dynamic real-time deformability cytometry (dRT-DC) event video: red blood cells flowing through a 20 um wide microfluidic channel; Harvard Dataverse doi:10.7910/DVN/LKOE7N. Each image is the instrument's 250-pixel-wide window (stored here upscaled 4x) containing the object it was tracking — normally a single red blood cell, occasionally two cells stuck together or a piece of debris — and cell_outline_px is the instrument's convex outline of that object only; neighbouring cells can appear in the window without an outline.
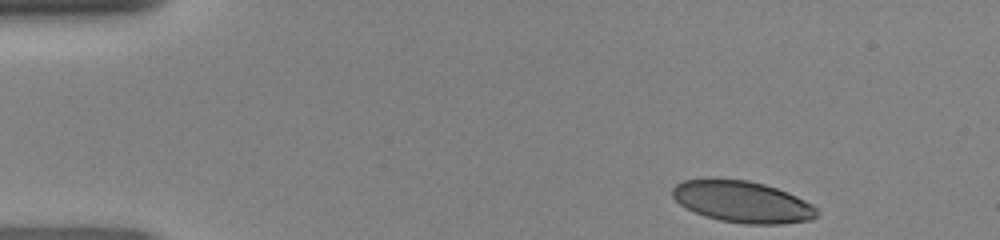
{"species": "human", "species_latin": "Homo sapiens", "temperature_condition": "room temperature", "stored_images_in_passage": 36, "camera_frame_rate_fps": 3000, "um_per_image_px": 0.085, "donor": {"sex": "female"}, "frame": {"image": 1, "passage_image": 1, "time_ms": 0.0, "image_size_px": [1000, 240], "cell_outline_px": [[820, 216], [812, 220], [780, 224], [744, 224], [720, 220], [704, 216], [680, 204], [672, 196], [672, 188], [676, 184], [684, 180], [748, 180], [764, 184], [788, 192], [812, 204], [820, 212]], "centroid_in_image_um": [63.16, 17.17], "position_along_channel_um": 21.8, "area_um2": 34.74}}
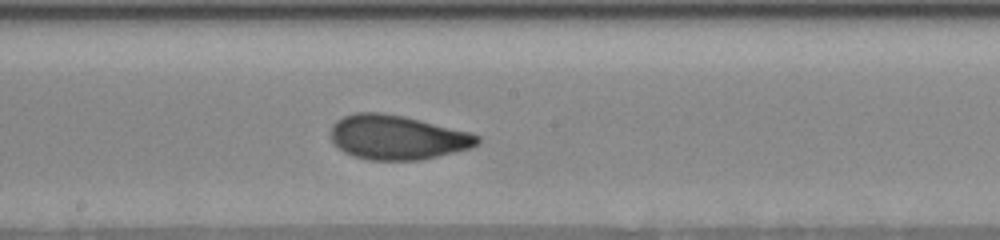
{"frame": {"image": 2, "passage_image": 21, "time_ms": 6.667, "image_size_px": [1000, 240], "cell_outline_px": [[480, 144], [472, 148], [420, 160], [368, 160], [352, 156], [344, 152], [332, 144], [332, 124], [336, 120], [344, 116], [356, 112], [380, 112], [404, 116], [472, 132], [480, 136]], "centroid_in_image_um": [33.78, 11.68], "position_along_channel_um": 214.4, "area_um2": 38.32}}
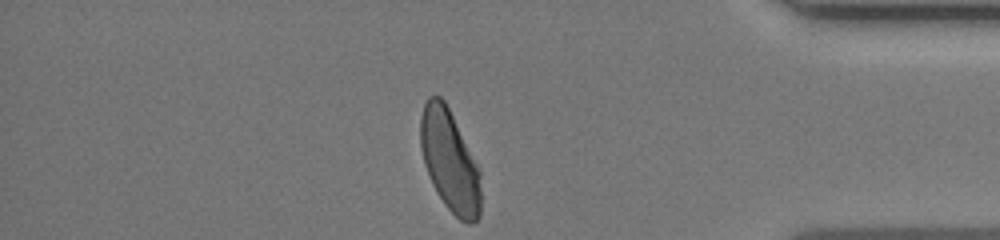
{"frame": {"image": 3, "passage_image": 36, "time_ms": 11.667, "image_size_px": [1000, 240], "cell_outline_px": [[480, 216], [472, 224], [468, 224], [460, 220], [444, 204], [436, 192], [432, 184], [424, 164], [420, 148], [420, 116], [424, 104], [428, 96], [440, 96], [444, 100], [480, 168]], "centroid_in_image_um": [38.22, 13.68], "position_along_channel_um": 397.0, "area_um2": 35.89}}